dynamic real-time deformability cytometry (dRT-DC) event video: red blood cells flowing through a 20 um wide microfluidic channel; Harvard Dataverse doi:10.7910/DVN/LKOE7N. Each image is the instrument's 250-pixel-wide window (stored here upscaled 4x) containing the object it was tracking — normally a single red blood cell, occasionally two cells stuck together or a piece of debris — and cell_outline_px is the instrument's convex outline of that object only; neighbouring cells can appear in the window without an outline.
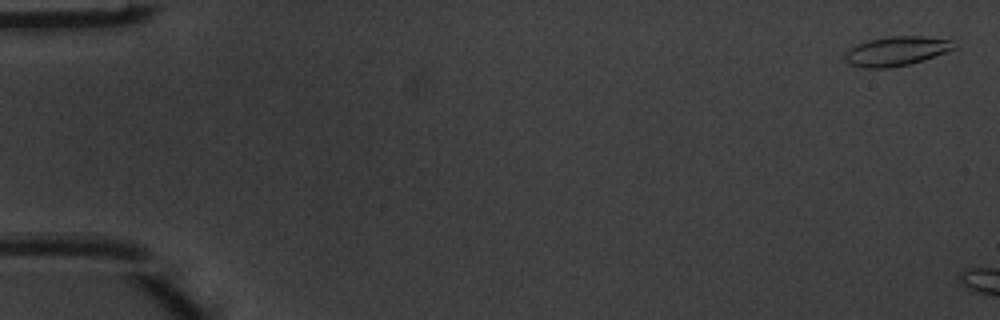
{"species": "common noctule bat (a hibernating species)", "species_latin": "Nyctalus noctula", "temperature_condition": "warm", "stored_images_in_passage": 2, "camera_frame_rate_fps": 3000, "um_per_image_px": 0.085, "animal": {"sex": "male", "body_mass_g": 20.1, "forearm_length_mm": 53.5}, "frame": {"image": 1, "passage_image": 1, "time_ms": 0.0, "image_size_px": [1000, 320], "cell_outline_px": [[956, 48], [924, 60], [908, 64], [888, 68], [860, 68], [848, 64], [844, 60], [844, 52], [856, 44], [868, 40], [888, 36], [920, 36], [952, 40]], "centroid_in_image_um": [76.13, 4.35], "position_along_channel_um": 8.9, "area_um2": 18.79}}